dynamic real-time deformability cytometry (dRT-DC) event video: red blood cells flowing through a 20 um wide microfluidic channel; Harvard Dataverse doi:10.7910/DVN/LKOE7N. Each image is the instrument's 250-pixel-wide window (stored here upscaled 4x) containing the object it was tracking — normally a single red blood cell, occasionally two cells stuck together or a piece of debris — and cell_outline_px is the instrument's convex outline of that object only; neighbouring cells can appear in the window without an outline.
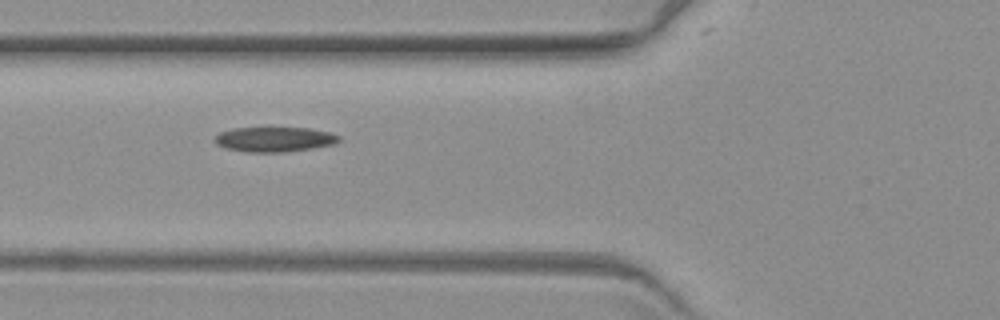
{"species": "common noctule bat (a hibernating species)", "species_latin": "Nyctalus noctula", "temperature_condition": "warm", "stored_images_in_passage": 4, "camera_frame_rate_fps": 3000, "um_per_image_px": 0.085, "animal": {"sex": "female", "body_mass_g": 19.3, "forearm_length_mm": 54.1}, "frame": {"image": 1, "passage_image": 3, "time_ms": 16.0, "image_size_px": [1000, 320], "cell_outline_px": [[340, 140], [332, 144], [312, 148], [284, 152], [248, 152], [228, 148], [216, 144], [212, 140], [220, 132], [232, 128], [308, 128], [328, 132], [340, 136]], "centroid_in_image_um": [23.29, 11.84], "position_along_channel_um": 102.5, "area_um2": 17.8}}
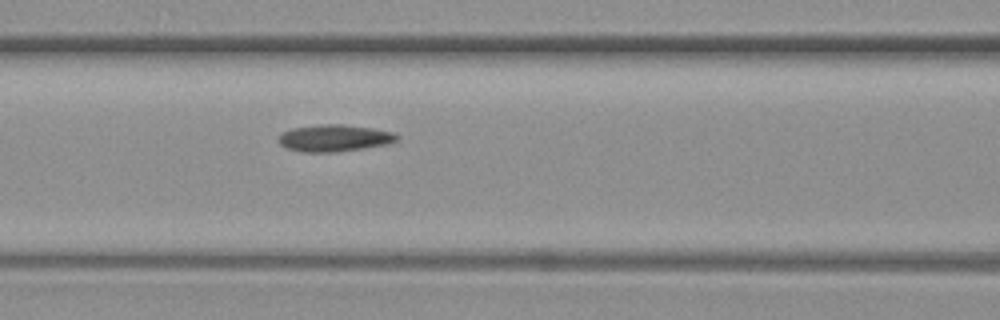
{"frame": {"image": 2, "passage_image": 4, "time_ms": 17.0, "image_size_px": [1000, 320], "cell_outline_px": [[400, 140], [388, 144], [364, 148], [336, 152], [300, 152], [288, 148], [280, 144], [276, 140], [284, 132], [292, 128], [320, 124], [344, 124], [372, 128], [392, 132], [400, 136]], "centroid_in_image_um": [28.45, 11.74], "position_along_channel_um": 138.2, "area_um2": 18.67}}